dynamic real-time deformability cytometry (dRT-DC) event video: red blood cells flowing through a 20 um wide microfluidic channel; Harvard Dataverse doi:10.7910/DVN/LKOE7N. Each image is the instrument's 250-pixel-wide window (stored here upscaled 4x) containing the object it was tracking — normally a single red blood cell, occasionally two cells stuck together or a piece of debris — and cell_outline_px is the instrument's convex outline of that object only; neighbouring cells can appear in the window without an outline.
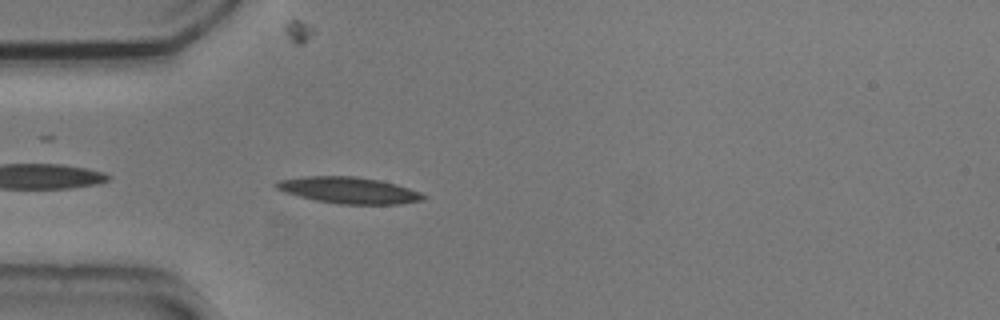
{"species": "common noctule bat (a hibernating species)", "species_latin": "Nyctalus noctula", "temperature_condition": "cold", "stored_images_in_passage": 36, "camera_frame_rate_fps": 3000, "um_per_image_px": 0.085, "animal": {"sex": "male", "body_mass_g": 20.5, "forearm_length_mm": 52.5}, "frame": {"image": 1, "passage_image": 1, "time_ms": 0.0, "image_size_px": [1000, 320], "cell_outline_px": [[428, 196], [424, 200], [400, 204], [340, 204], [316, 200], [300, 196], [276, 188], [276, 184], [280, 180], [304, 176], [352, 176], [380, 180], [396, 184], [420, 192]], "centroid_in_image_um": [29.73, 16.17], "position_along_channel_um": 55.3, "area_um2": 22.37}}
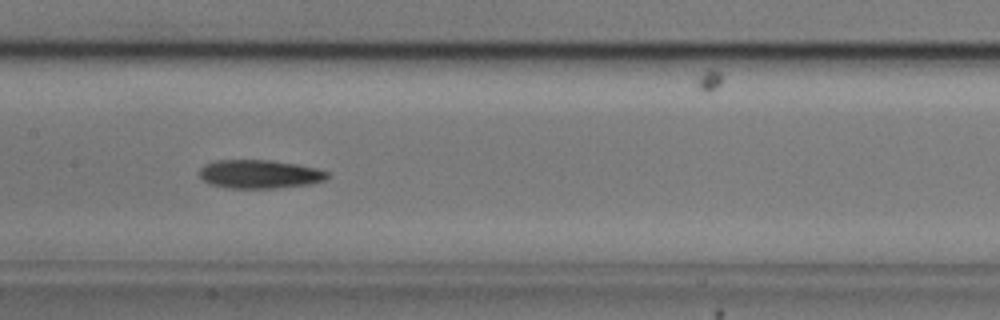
{"frame": {"image": 2, "passage_image": 12, "time_ms": 3.667, "image_size_px": [1000, 320], "cell_outline_px": [[328, 176], [324, 180], [312, 184], [276, 188], [224, 188], [212, 184], [204, 180], [200, 176], [200, 168], [204, 164], [216, 160], [268, 160], [296, 164], [316, 168], [328, 172]], "centroid_in_image_um": [22.06, 14.8], "position_along_channel_um": 185.3, "area_um2": 21.27}, "authors_computed_cell_mechanics": {"area_um2": 20.4034, "velocity_mm_per_s": 3.68, "shape_relaxation_time_tau1_ms": 3.7331, "shape_relaxation_time_tau2_ms": null, "deformation_change_tau1": 0.1217, "deformation_change_tau2": null}}